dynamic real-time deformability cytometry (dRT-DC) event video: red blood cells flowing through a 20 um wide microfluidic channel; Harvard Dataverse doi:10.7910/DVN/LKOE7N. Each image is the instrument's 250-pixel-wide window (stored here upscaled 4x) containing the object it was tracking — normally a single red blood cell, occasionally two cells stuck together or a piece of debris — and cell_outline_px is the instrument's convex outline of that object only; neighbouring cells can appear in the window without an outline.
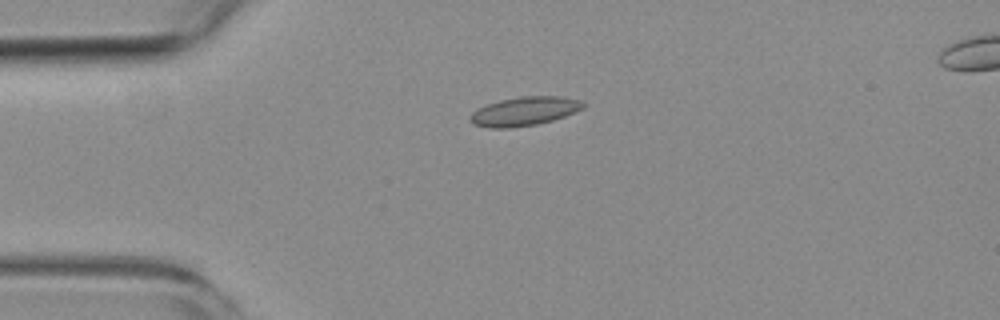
{"species": "common noctule bat (a hibernating species)", "species_latin": "Nyctalus noctula", "temperature_condition": "room temperature", "stored_images_in_passage": 2, "camera_frame_rate_fps": 3000, "um_per_image_px": 0.085, "animal": {"sex": "female", "body_mass_g": 19.3, "forearm_length_mm": 54.1}, "frame": {"image": 1, "passage_image": 1, "time_ms": 0.0, "image_size_px": [1000, 320], "cell_outline_px": [[584, 108], [564, 116], [552, 120], [536, 124], [508, 128], [488, 128], [472, 124], [468, 120], [468, 116], [476, 108], [500, 100], [520, 96], [560, 96], [580, 100], [584, 104]], "centroid_in_image_um": [44.51, 9.46], "position_along_channel_um": 40.5, "area_um2": 19.07}}